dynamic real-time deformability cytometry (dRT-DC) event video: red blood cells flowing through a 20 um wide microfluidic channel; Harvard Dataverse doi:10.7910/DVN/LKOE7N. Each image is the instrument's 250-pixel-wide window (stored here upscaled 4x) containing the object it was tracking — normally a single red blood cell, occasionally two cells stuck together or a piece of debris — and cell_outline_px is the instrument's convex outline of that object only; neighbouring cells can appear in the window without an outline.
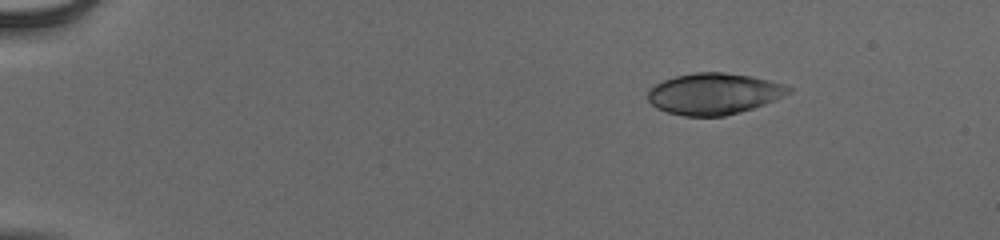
{"species": "human", "species_latin": "Homo sapiens", "temperature_condition": "cold", "stored_images_in_passage": 47, "camera_frame_rate_fps": 3000, "um_per_image_px": 0.085, "donor": {"sex": "male"}, "frame": {"image": 1, "passage_image": 1, "time_ms": 0.0, "image_size_px": [1000, 240], "cell_outline_px": [[792, 92], [764, 104], [740, 112], [724, 116], [684, 116], [668, 112], [656, 108], [648, 100], [648, 92], [656, 84], [664, 80], [676, 76], [696, 72], [720, 72], [748, 76], [768, 80], [784, 84], [792, 88]], "centroid_in_image_um": [60.68, 7.97], "position_along_channel_um": 24.3, "area_um2": 33.52}}
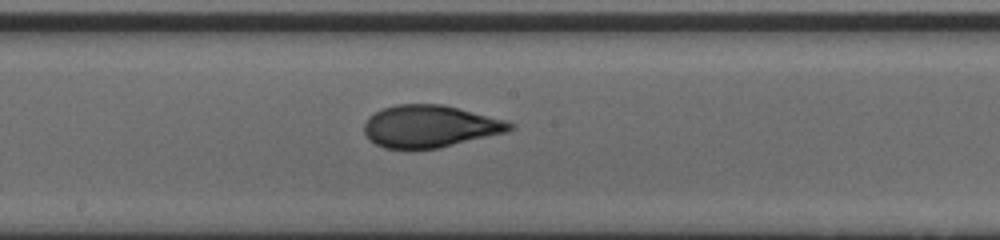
{"frame": {"image": 2, "passage_image": 24, "time_ms": 7.667, "image_size_px": [1000, 240], "cell_outline_px": [[516, 128], [508, 132], [440, 148], [408, 152], [384, 148], [368, 140], [364, 132], [364, 124], [368, 116], [384, 108], [396, 104], [444, 104], [504, 120], [516, 124]], "centroid_in_image_um": [36.52, 10.78], "position_along_channel_um": 211.7, "area_um2": 36.76}}
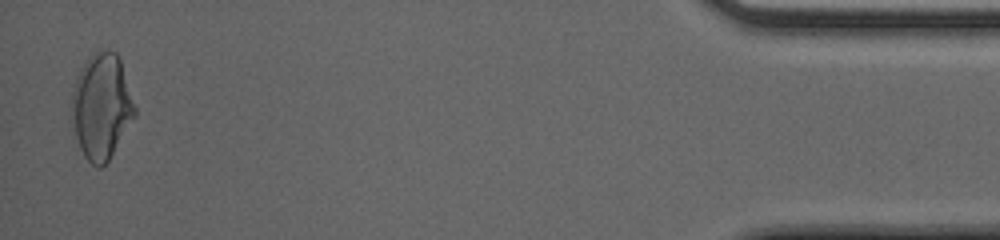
{"frame": {"image": 3, "passage_image": 46, "time_ms": 15.0, "image_size_px": [1000, 240], "cell_outline_px": [[136, 116], [108, 160], [100, 168], [96, 168], [84, 156], [72, 132], [68, 120], [72, 92], [80, 68], [88, 56], [92, 52], [100, 48], [108, 48], [116, 52], [120, 60], [136, 108]], "centroid_in_image_um": [8.57, 9.03], "position_along_channel_um": 426.6, "area_um2": 39.71}, "authors_computed_cell_mechanics": {"area_um2": 35.6626, "velocity_mm_per_s": 3.9393, "shape_relaxation_time_tau1_ms": 6.8568, "shape_relaxation_time_tau2_ms": 0.975, "deformation_change_tau1": 0.2186, "deformation_change_tau2": 0.0702}}